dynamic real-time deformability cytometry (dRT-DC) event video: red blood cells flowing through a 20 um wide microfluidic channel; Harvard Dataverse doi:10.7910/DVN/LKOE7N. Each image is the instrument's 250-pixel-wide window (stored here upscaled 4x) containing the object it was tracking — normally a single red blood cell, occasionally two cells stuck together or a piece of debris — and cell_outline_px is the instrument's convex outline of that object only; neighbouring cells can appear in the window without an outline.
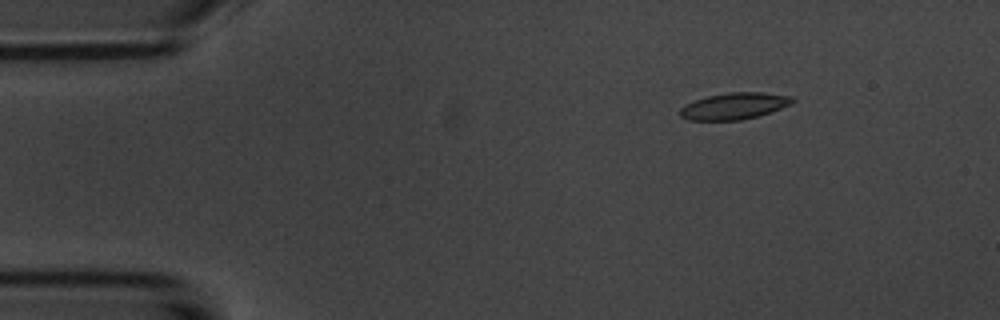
{"species": "common noctule bat (a hibernating species)", "species_latin": "Nyctalus noctula", "temperature_condition": "room temperature", "stored_images_in_passage": 8, "camera_frame_rate_fps": 3000, "um_per_image_px": 0.085, "animal": {"sex": "male", "body_mass_g": 20.1, "forearm_length_mm": 53.5}, "frame": {"image": 1, "passage_image": 3, "time_ms": 2.333, "image_size_px": [1000, 320], "cell_outline_px": [[796, 100], [792, 104], [756, 116], [740, 120], [688, 120], [680, 116], [680, 108], [684, 104], [708, 96], [728, 92], [764, 92], [792, 96]], "centroid_in_image_um": [62.41, 9.0], "position_along_channel_um": 22.6, "area_um2": 17.34}}
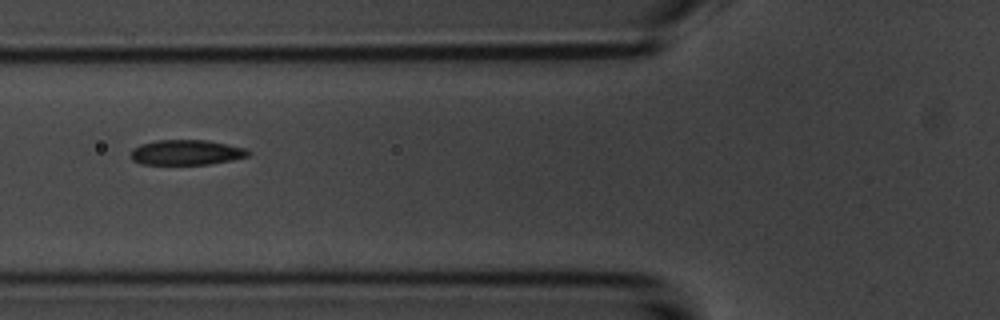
{"frame": {"image": 2, "passage_image": 6, "time_ms": 6.667, "image_size_px": [1000, 320], "cell_outline_px": [[252, 152], [248, 156], [232, 160], [208, 164], [140, 164], [132, 160], [132, 148], [140, 144], [156, 140], [208, 140], [248, 148]], "centroid_in_image_um": [15.87, 12.95], "position_along_channel_um": 109.9, "area_um2": 17.34}}
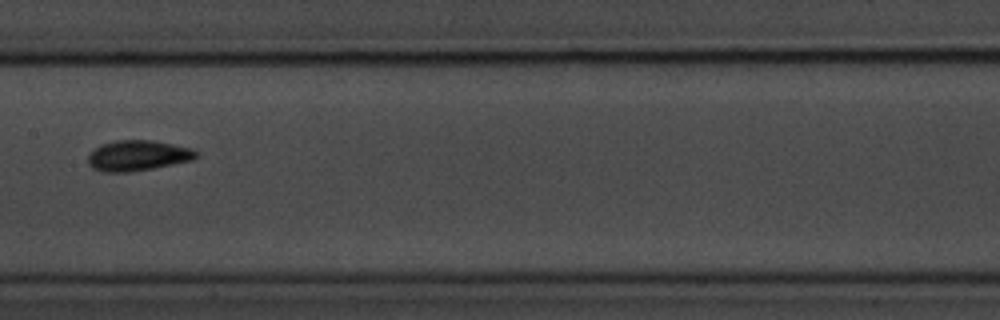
{"frame": {"image": 3, "passage_image": 8, "time_ms": 9.0, "image_size_px": [1000, 320], "cell_outline_px": [[200, 156], [192, 160], [152, 168], [128, 172], [104, 172], [92, 168], [88, 164], [88, 156], [100, 144], [116, 140], [152, 140], [192, 148], [200, 152]], "centroid_in_image_um": [11.74, 13.22], "position_along_channel_um": 195.7, "area_um2": 19.25}}